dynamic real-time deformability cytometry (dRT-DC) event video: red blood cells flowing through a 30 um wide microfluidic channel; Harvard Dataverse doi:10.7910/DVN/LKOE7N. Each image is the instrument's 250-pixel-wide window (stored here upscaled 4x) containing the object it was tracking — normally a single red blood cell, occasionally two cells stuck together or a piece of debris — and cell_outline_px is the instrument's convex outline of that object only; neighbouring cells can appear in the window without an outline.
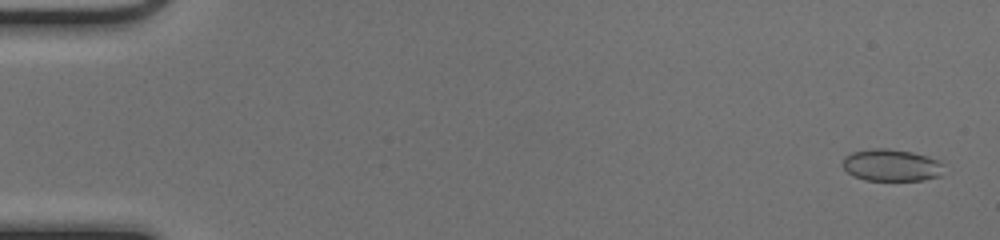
{"species": "common noctule bat (a hibernating species)", "species_latin": "Nyctalus noctula", "temperature_condition": "cold", "stored_images_in_passage": 51, "camera_frame_rate_fps": 3000, "um_per_image_px": 0.085, "animal": {"sex": "female", "body_mass_g": 17.0, "forearm_length_mm": 48.0}, "frame": {"image": 1, "passage_image": 2, "time_ms": 0.333, "image_size_px": [1000, 240], "cell_outline_px": [[940, 176], [924, 180], [864, 180], [852, 176], [844, 168], [844, 156], [852, 152], [872, 148], [888, 148], [912, 152], [928, 156], [936, 160], [940, 164]], "centroid_in_image_um": [75.71, 14.04], "position_along_channel_um": 9.3, "area_um2": 18.67}}
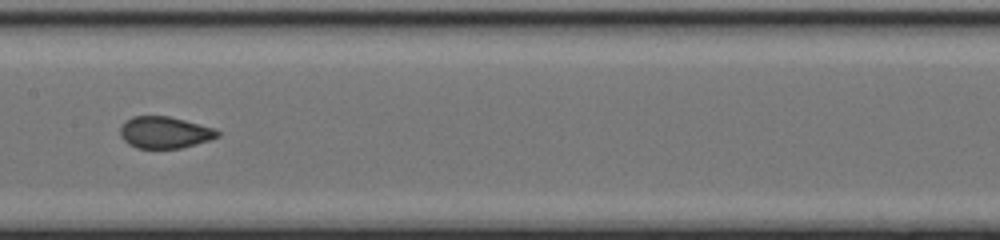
{"frame": {"image": 2, "passage_image": 27, "time_ms": 8.667, "image_size_px": [1000, 240], "cell_outline_px": [[220, 136], [208, 140], [180, 148], [136, 148], [128, 144], [120, 136], [120, 124], [124, 120], [132, 116], [168, 116], [216, 128], [220, 132]], "centroid_in_image_um": [13.96, 11.24], "position_along_channel_um": 193.4, "area_um2": 18.09}}
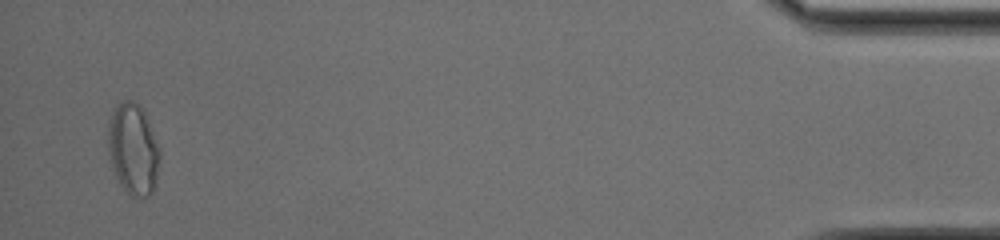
{"frame": {"image": 3, "passage_image": 50, "time_ms": 16.333, "image_size_px": [1000, 240], "cell_outline_px": [[160, 160], [156, 184], [152, 192], [148, 196], [132, 196], [120, 184], [116, 176], [108, 152], [108, 124], [112, 108], [120, 100], [132, 100], [140, 104], [148, 120], [160, 148]], "centroid_in_image_um": [11.32, 12.63], "position_along_channel_um": 423.9, "area_um2": 27.8}}